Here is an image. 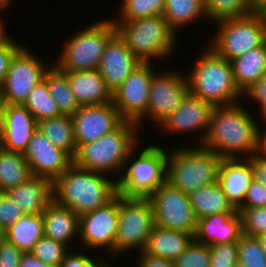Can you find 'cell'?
Wrapping results in <instances>:
<instances>
[{
    "label": "cell",
    "instance_id": "obj_1",
    "mask_svg": "<svg viewBox=\"0 0 266 267\" xmlns=\"http://www.w3.org/2000/svg\"><path fill=\"white\" fill-rule=\"evenodd\" d=\"M243 103L215 106L201 147L221 158H249L257 151L258 124Z\"/></svg>",
    "mask_w": 266,
    "mask_h": 267
},
{
    "label": "cell",
    "instance_id": "obj_2",
    "mask_svg": "<svg viewBox=\"0 0 266 267\" xmlns=\"http://www.w3.org/2000/svg\"><path fill=\"white\" fill-rule=\"evenodd\" d=\"M109 177L72 164L53 182L54 201L79 216L90 213L118 194L116 179Z\"/></svg>",
    "mask_w": 266,
    "mask_h": 267
},
{
    "label": "cell",
    "instance_id": "obj_3",
    "mask_svg": "<svg viewBox=\"0 0 266 267\" xmlns=\"http://www.w3.org/2000/svg\"><path fill=\"white\" fill-rule=\"evenodd\" d=\"M138 130L137 123L124 121L114 131L81 145L73 158V164L108 176L114 173L111 177L119 175L117 177L120 178L131 151L141 144Z\"/></svg>",
    "mask_w": 266,
    "mask_h": 267
},
{
    "label": "cell",
    "instance_id": "obj_4",
    "mask_svg": "<svg viewBox=\"0 0 266 267\" xmlns=\"http://www.w3.org/2000/svg\"><path fill=\"white\" fill-rule=\"evenodd\" d=\"M205 49L201 50L202 53L195 60L191 72L186 74L189 92L214 107L229 106L243 101V93L234 80L231 62L217 55L206 45Z\"/></svg>",
    "mask_w": 266,
    "mask_h": 267
},
{
    "label": "cell",
    "instance_id": "obj_5",
    "mask_svg": "<svg viewBox=\"0 0 266 267\" xmlns=\"http://www.w3.org/2000/svg\"><path fill=\"white\" fill-rule=\"evenodd\" d=\"M196 144L167 149L166 181L186 195L217 183L219 178L222 158Z\"/></svg>",
    "mask_w": 266,
    "mask_h": 267
},
{
    "label": "cell",
    "instance_id": "obj_6",
    "mask_svg": "<svg viewBox=\"0 0 266 267\" xmlns=\"http://www.w3.org/2000/svg\"><path fill=\"white\" fill-rule=\"evenodd\" d=\"M114 23L117 34L142 63H152L153 58L165 60L174 53L178 37L163 15Z\"/></svg>",
    "mask_w": 266,
    "mask_h": 267
},
{
    "label": "cell",
    "instance_id": "obj_7",
    "mask_svg": "<svg viewBox=\"0 0 266 267\" xmlns=\"http://www.w3.org/2000/svg\"><path fill=\"white\" fill-rule=\"evenodd\" d=\"M154 144L142 146L138 154L139 144L131 151L121 177L116 178L117 192L122 197L148 198L166 181L167 150Z\"/></svg>",
    "mask_w": 266,
    "mask_h": 267
},
{
    "label": "cell",
    "instance_id": "obj_8",
    "mask_svg": "<svg viewBox=\"0 0 266 267\" xmlns=\"http://www.w3.org/2000/svg\"><path fill=\"white\" fill-rule=\"evenodd\" d=\"M113 18L99 20L67 36L62 52L54 64L61 71H88L99 67L109 40L117 33Z\"/></svg>",
    "mask_w": 266,
    "mask_h": 267
},
{
    "label": "cell",
    "instance_id": "obj_9",
    "mask_svg": "<svg viewBox=\"0 0 266 267\" xmlns=\"http://www.w3.org/2000/svg\"><path fill=\"white\" fill-rule=\"evenodd\" d=\"M210 37L208 47L228 61L242 56L266 42V14L255 12L245 17L223 19Z\"/></svg>",
    "mask_w": 266,
    "mask_h": 267
},
{
    "label": "cell",
    "instance_id": "obj_10",
    "mask_svg": "<svg viewBox=\"0 0 266 267\" xmlns=\"http://www.w3.org/2000/svg\"><path fill=\"white\" fill-rule=\"evenodd\" d=\"M155 226L148 198L122 197L119 194V223L115 238V257L137 248L142 251ZM120 254V255H119Z\"/></svg>",
    "mask_w": 266,
    "mask_h": 267
},
{
    "label": "cell",
    "instance_id": "obj_11",
    "mask_svg": "<svg viewBox=\"0 0 266 267\" xmlns=\"http://www.w3.org/2000/svg\"><path fill=\"white\" fill-rule=\"evenodd\" d=\"M155 226L195 235L197 219L189 195L165 181L148 197Z\"/></svg>",
    "mask_w": 266,
    "mask_h": 267
},
{
    "label": "cell",
    "instance_id": "obj_12",
    "mask_svg": "<svg viewBox=\"0 0 266 267\" xmlns=\"http://www.w3.org/2000/svg\"><path fill=\"white\" fill-rule=\"evenodd\" d=\"M36 56L30 47L22 46L12 57L0 88V94L6 104H23L30 91L43 81L50 66Z\"/></svg>",
    "mask_w": 266,
    "mask_h": 267
},
{
    "label": "cell",
    "instance_id": "obj_13",
    "mask_svg": "<svg viewBox=\"0 0 266 267\" xmlns=\"http://www.w3.org/2000/svg\"><path fill=\"white\" fill-rule=\"evenodd\" d=\"M189 92L186 74L176 70L156 72L153 75L146 115L137 123L141 130L143 121L151 120L157 127L181 104Z\"/></svg>",
    "mask_w": 266,
    "mask_h": 267
},
{
    "label": "cell",
    "instance_id": "obj_14",
    "mask_svg": "<svg viewBox=\"0 0 266 267\" xmlns=\"http://www.w3.org/2000/svg\"><path fill=\"white\" fill-rule=\"evenodd\" d=\"M119 223V194L109 203L79 218V236L84 249H105L115 256V238Z\"/></svg>",
    "mask_w": 266,
    "mask_h": 267
},
{
    "label": "cell",
    "instance_id": "obj_15",
    "mask_svg": "<svg viewBox=\"0 0 266 267\" xmlns=\"http://www.w3.org/2000/svg\"><path fill=\"white\" fill-rule=\"evenodd\" d=\"M153 63H141L113 92V105L125 121L138 123L147 113Z\"/></svg>",
    "mask_w": 266,
    "mask_h": 267
},
{
    "label": "cell",
    "instance_id": "obj_16",
    "mask_svg": "<svg viewBox=\"0 0 266 267\" xmlns=\"http://www.w3.org/2000/svg\"><path fill=\"white\" fill-rule=\"evenodd\" d=\"M213 108L212 104L188 92L180 106L159 126L162 130L161 133L174 135L191 132L193 134L194 131H198L200 134L196 135L198 137H196V141H198L197 145L200 146L207 134Z\"/></svg>",
    "mask_w": 266,
    "mask_h": 267
},
{
    "label": "cell",
    "instance_id": "obj_17",
    "mask_svg": "<svg viewBox=\"0 0 266 267\" xmlns=\"http://www.w3.org/2000/svg\"><path fill=\"white\" fill-rule=\"evenodd\" d=\"M71 119L77 149L114 131L125 121L113 103L81 106Z\"/></svg>",
    "mask_w": 266,
    "mask_h": 267
},
{
    "label": "cell",
    "instance_id": "obj_18",
    "mask_svg": "<svg viewBox=\"0 0 266 267\" xmlns=\"http://www.w3.org/2000/svg\"><path fill=\"white\" fill-rule=\"evenodd\" d=\"M24 157L32 176L44 177L53 182L73 164V158L53 145L38 128L29 141Z\"/></svg>",
    "mask_w": 266,
    "mask_h": 267
},
{
    "label": "cell",
    "instance_id": "obj_19",
    "mask_svg": "<svg viewBox=\"0 0 266 267\" xmlns=\"http://www.w3.org/2000/svg\"><path fill=\"white\" fill-rule=\"evenodd\" d=\"M141 63L116 33L105 47L98 71L113 93Z\"/></svg>",
    "mask_w": 266,
    "mask_h": 267
},
{
    "label": "cell",
    "instance_id": "obj_20",
    "mask_svg": "<svg viewBox=\"0 0 266 267\" xmlns=\"http://www.w3.org/2000/svg\"><path fill=\"white\" fill-rule=\"evenodd\" d=\"M37 128L38 121L25 106L7 104L0 147L24 154Z\"/></svg>",
    "mask_w": 266,
    "mask_h": 267
},
{
    "label": "cell",
    "instance_id": "obj_21",
    "mask_svg": "<svg viewBox=\"0 0 266 267\" xmlns=\"http://www.w3.org/2000/svg\"><path fill=\"white\" fill-rule=\"evenodd\" d=\"M242 235L239 212L234 214H213L197 220L194 240L201 244L215 246L237 242Z\"/></svg>",
    "mask_w": 266,
    "mask_h": 267
},
{
    "label": "cell",
    "instance_id": "obj_22",
    "mask_svg": "<svg viewBox=\"0 0 266 267\" xmlns=\"http://www.w3.org/2000/svg\"><path fill=\"white\" fill-rule=\"evenodd\" d=\"M24 214H42L54 201L53 181L32 176L26 182L5 192Z\"/></svg>",
    "mask_w": 266,
    "mask_h": 267
},
{
    "label": "cell",
    "instance_id": "obj_23",
    "mask_svg": "<svg viewBox=\"0 0 266 267\" xmlns=\"http://www.w3.org/2000/svg\"><path fill=\"white\" fill-rule=\"evenodd\" d=\"M252 180L249 158H222L218 183L236 208L243 203Z\"/></svg>",
    "mask_w": 266,
    "mask_h": 267
},
{
    "label": "cell",
    "instance_id": "obj_24",
    "mask_svg": "<svg viewBox=\"0 0 266 267\" xmlns=\"http://www.w3.org/2000/svg\"><path fill=\"white\" fill-rule=\"evenodd\" d=\"M63 72L67 73L70 88L81 106L112 103L113 93L108 88L98 69Z\"/></svg>",
    "mask_w": 266,
    "mask_h": 267
},
{
    "label": "cell",
    "instance_id": "obj_25",
    "mask_svg": "<svg viewBox=\"0 0 266 267\" xmlns=\"http://www.w3.org/2000/svg\"><path fill=\"white\" fill-rule=\"evenodd\" d=\"M42 217L45 237L70 245L71 249L75 236L79 241L80 216L70 208L53 201L42 213Z\"/></svg>",
    "mask_w": 266,
    "mask_h": 267
},
{
    "label": "cell",
    "instance_id": "obj_26",
    "mask_svg": "<svg viewBox=\"0 0 266 267\" xmlns=\"http://www.w3.org/2000/svg\"><path fill=\"white\" fill-rule=\"evenodd\" d=\"M194 240V236L186 232L154 226L143 252L170 260L177 259Z\"/></svg>",
    "mask_w": 266,
    "mask_h": 267
},
{
    "label": "cell",
    "instance_id": "obj_27",
    "mask_svg": "<svg viewBox=\"0 0 266 267\" xmlns=\"http://www.w3.org/2000/svg\"><path fill=\"white\" fill-rule=\"evenodd\" d=\"M196 219L213 214H234L237 208L223 193L219 183L200 187L189 195Z\"/></svg>",
    "mask_w": 266,
    "mask_h": 267
},
{
    "label": "cell",
    "instance_id": "obj_28",
    "mask_svg": "<svg viewBox=\"0 0 266 267\" xmlns=\"http://www.w3.org/2000/svg\"><path fill=\"white\" fill-rule=\"evenodd\" d=\"M230 62L235 83L243 93L266 73V42Z\"/></svg>",
    "mask_w": 266,
    "mask_h": 267
},
{
    "label": "cell",
    "instance_id": "obj_29",
    "mask_svg": "<svg viewBox=\"0 0 266 267\" xmlns=\"http://www.w3.org/2000/svg\"><path fill=\"white\" fill-rule=\"evenodd\" d=\"M42 214H25L3 232V238L23 253H30L44 236Z\"/></svg>",
    "mask_w": 266,
    "mask_h": 267
},
{
    "label": "cell",
    "instance_id": "obj_30",
    "mask_svg": "<svg viewBox=\"0 0 266 267\" xmlns=\"http://www.w3.org/2000/svg\"><path fill=\"white\" fill-rule=\"evenodd\" d=\"M164 19L176 33L201 18H206L205 0H165ZM181 28V29H180Z\"/></svg>",
    "mask_w": 266,
    "mask_h": 267
},
{
    "label": "cell",
    "instance_id": "obj_31",
    "mask_svg": "<svg viewBox=\"0 0 266 267\" xmlns=\"http://www.w3.org/2000/svg\"><path fill=\"white\" fill-rule=\"evenodd\" d=\"M43 80L46 82L50 95L57 102L62 115H74L81 105L70 88L66 72L61 71L55 64L45 72Z\"/></svg>",
    "mask_w": 266,
    "mask_h": 267
},
{
    "label": "cell",
    "instance_id": "obj_32",
    "mask_svg": "<svg viewBox=\"0 0 266 267\" xmlns=\"http://www.w3.org/2000/svg\"><path fill=\"white\" fill-rule=\"evenodd\" d=\"M30 177L32 173L23 153L0 147V192L17 187Z\"/></svg>",
    "mask_w": 266,
    "mask_h": 267
},
{
    "label": "cell",
    "instance_id": "obj_33",
    "mask_svg": "<svg viewBox=\"0 0 266 267\" xmlns=\"http://www.w3.org/2000/svg\"><path fill=\"white\" fill-rule=\"evenodd\" d=\"M38 129L56 147L66 151L72 158L76 155L77 145L71 116L60 115L38 122Z\"/></svg>",
    "mask_w": 266,
    "mask_h": 267
},
{
    "label": "cell",
    "instance_id": "obj_34",
    "mask_svg": "<svg viewBox=\"0 0 266 267\" xmlns=\"http://www.w3.org/2000/svg\"><path fill=\"white\" fill-rule=\"evenodd\" d=\"M208 22L223 19L245 17L255 13L253 0H205Z\"/></svg>",
    "mask_w": 266,
    "mask_h": 267
},
{
    "label": "cell",
    "instance_id": "obj_35",
    "mask_svg": "<svg viewBox=\"0 0 266 267\" xmlns=\"http://www.w3.org/2000/svg\"><path fill=\"white\" fill-rule=\"evenodd\" d=\"M22 105L38 122L62 115L44 80L30 91Z\"/></svg>",
    "mask_w": 266,
    "mask_h": 267
},
{
    "label": "cell",
    "instance_id": "obj_36",
    "mask_svg": "<svg viewBox=\"0 0 266 267\" xmlns=\"http://www.w3.org/2000/svg\"><path fill=\"white\" fill-rule=\"evenodd\" d=\"M165 0H123L113 21H133L139 18L163 15Z\"/></svg>",
    "mask_w": 266,
    "mask_h": 267
},
{
    "label": "cell",
    "instance_id": "obj_37",
    "mask_svg": "<svg viewBox=\"0 0 266 267\" xmlns=\"http://www.w3.org/2000/svg\"><path fill=\"white\" fill-rule=\"evenodd\" d=\"M70 250V246L43 236L30 253L45 264L60 267Z\"/></svg>",
    "mask_w": 266,
    "mask_h": 267
},
{
    "label": "cell",
    "instance_id": "obj_38",
    "mask_svg": "<svg viewBox=\"0 0 266 267\" xmlns=\"http://www.w3.org/2000/svg\"><path fill=\"white\" fill-rule=\"evenodd\" d=\"M238 261L246 267H266V253L256 237L242 234L237 241Z\"/></svg>",
    "mask_w": 266,
    "mask_h": 267
},
{
    "label": "cell",
    "instance_id": "obj_39",
    "mask_svg": "<svg viewBox=\"0 0 266 267\" xmlns=\"http://www.w3.org/2000/svg\"><path fill=\"white\" fill-rule=\"evenodd\" d=\"M242 224V234L257 237L266 233V206L237 208Z\"/></svg>",
    "mask_w": 266,
    "mask_h": 267
},
{
    "label": "cell",
    "instance_id": "obj_40",
    "mask_svg": "<svg viewBox=\"0 0 266 267\" xmlns=\"http://www.w3.org/2000/svg\"><path fill=\"white\" fill-rule=\"evenodd\" d=\"M210 246L193 240L187 249L174 260L175 267H210Z\"/></svg>",
    "mask_w": 266,
    "mask_h": 267
},
{
    "label": "cell",
    "instance_id": "obj_41",
    "mask_svg": "<svg viewBox=\"0 0 266 267\" xmlns=\"http://www.w3.org/2000/svg\"><path fill=\"white\" fill-rule=\"evenodd\" d=\"M210 267H233L238 262L237 242L210 246Z\"/></svg>",
    "mask_w": 266,
    "mask_h": 267
},
{
    "label": "cell",
    "instance_id": "obj_42",
    "mask_svg": "<svg viewBox=\"0 0 266 267\" xmlns=\"http://www.w3.org/2000/svg\"><path fill=\"white\" fill-rule=\"evenodd\" d=\"M24 215L21 208L5 192H0V229L3 232Z\"/></svg>",
    "mask_w": 266,
    "mask_h": 267
},
{
    "label": "cell",
    "instance_id": "obj_43",
    "mask_svg": "<svg viewBox=\"0 0 266 267\" xmlns=\"http://www.w3.org/2000/svg\"><path fill=\"white\" fill-rule=\"evenodd\" d=\"M261 206H266V187L253 179L247 189L243 203L238 208H255Z\"/></svg>",
    "mask_w": 266,
    "mask_h": 267
},
{
    "label": "cell",
    "instance_id": "obj_44",
    "mask_svg": "<svg viewBox=\"0 0 266 267\" xmlns=\"http://www.w3.org/2000/svg\"><path fill=\"white\" fill-rule=\"evenodd\" d=\"M22 46L23 44L19 45L12 36L0 45V88L4 83L12 57Z\"/></svg>",
    "mask_w": 266,
    "mask_h": 267
},
{
    "label": "cell",
    "instance_id": "obj_45",
    "mask_svg": "<svg viewBox=\"0 0 266 267\" xmlns=\"http://www.w3.org/2000/svg\"><path fill=\"white\" fill-rule=\"evenodd\" d=\"M23 252L5 238L0 241V267H19Z\"/></svg>",
    "mask_w": 266,
    "mask_h": 267
},
{
    "label": "cell",
    "instance_id": "obj_46",
    "mask_svg": "<svg viewBox=\"0 0 266 267\" xmlns=\"http://www.w3.org/2000/svg\"><path fill=\"white\" fill-rule=\"evenodd\" d=\"M83 250L82 247L79 248L80 253H75L73 249L70 250L63 259L60 267H96L103 260L101 258H92L90 255L87 256Z\"/></svg>",
    "mask_w": 266,
    "mask_h": 267
},
{
    "label": "cell",
    "instance_id": "obj_47",
    "mask_svg": "<svg viewBox=\"0 0 266 267\" xmlns=\"http://www.w3.org/2000/svg\"><path fill=\"white\" fill-rule=\"evenodd\" d=\"M244 97H249L251 103L253 100L260 107L266 102V73L243 92V101Z\"/></svg>",
    "mask_w": 266,
    "mask_h": 267
},
{
    "label": "cell",
    "instance_id": "obj_48",
    "mask_svg": "<svg viewBox=\"0 0 266 267\" xmlns=\"http://www.w3.org/2000/svg\"><path fill=\"white\" fill-rule=\"evenodd\" d=\"M138 255L137 267H175L174 261L170 259L153 256L143 251L138 252Z\"/></svg>",
    "mask_w": 266,
    "mask_h": 267
},
{
    "label": "cell",
    "instance_id": "obj_49",
    "mask_svg": "<svg viewBox=\"0 0 266 267\" xmlns=\"http://www.w3.org/2000/svg\"><path fill=\"white\" fill-rule=\"evenodd\" d=\"M249 164L252 170L253 179L266 187V159L256 154L249 157Z\"/></svg>",
    "mask_w": 266,
    "mask_h": 267
},
{
    "label": "cell",
    "instance_id": "obj_50",
    "mask_svg": "<svg viewBox=\"0 0 266 267\" xmlns=\"http://www.w3.org/2000/svg\"><path fill=\"white\" fill-rule=\"evenodd\" d=\"M19 267H53L45 264L31 253H23L20 259Z\"/></svg>",
    "mask_w": 266,
    "mask_h": 267
},
{
    "label": "cell",
    "instance_id": "obj_51",
    "mask_svg": "<svg viewBox=\"0 0 266 267\" xmlns=\"http://www.w3.org/2000/svg\"><path fill=\"white\" fill-rule=\"evenodd\" d=\"M258 126V137H257V151L256 155L260 158L266 159V127L264 130Z\"/></svg>",
    "mask_w": 266,
    "mask_h": 267
},
{
    "label": "cell",
    "instance_id": "obj_52",
    "mask_svg": "<svg viewBox=\"0 0 266 267\" xmlns=\"http://www.w3.org/2000/svg\"><path fill=\"white\" fill-rule=\"evenodd\" d=\"M7 104L5 103L4 99L0 94V136L3 131L4 127V118H5V111H6Z\"/></svg>",
    "mask_w": 266,
    "mask_h": 267
},
{
    "label": "cell",
    "instance_id": "obj_53",
    "mask_svg": "<svg viewBox=\"0 0 266 267\" xmlns=\"http://www.w3.org/2000/svg\"><path fill=\"white\" fill-rule=\"evenodd\" d=\"M3 19L0 17V45L4 44L10 37L7 33L6 30V26H4V24L6 23H3Z\"/></svg>",
    "mask_w": 266,
    "mask_h": 267
},
{
    "label": "cell",
    "instance_id": "obj_54",
    "mask_svg": "<svg viewBox=\"0 0 266 267\" xmlns=\"http://www.w3.org/2000/svg\"><path fill=\"white\" fill-rule=\"evenodd\" d=\"M256 12H266V0H253Z\"/></svg>",
    "mask_w": 266,
    "mask_h": 267
},
{
    "label": "cell",
    "instance_id": "obj_55",
    "mask_svg": "<svg viewBox=\"0 0 266 267\" xmlns=\"http://www.w3.org/2000/svg\"><path fill=\"white\" fill-rule=\"evenodd\" d=\"M259 108H260V110H259L260 112H258L259 117L261 118L263 123H265V125H266V102Z\"/></svg>",
    "mask_w": 266,
    "mask_h": 267
},
{
    "label": "cell",
    "instance_id": "obj_56",
    "mask_svg": "<svg viewBox=\"0 0 266 267\" xmlns=\"http://www.w3.org/2000/svg\"><path fill=\"white\" fill-rule=\"evenodd\" d=\"M261 244L262 249L266 253V233L256 237Z\"/></svg>",
    "mask_w": 266,
    "mask_h": 267
},
{
    "label": "cell",
    "instance_id": "obj_57",
    "mask_svg": "<svg viewBox=\"0 0 266 267\" xmlns=\"http://www.w3.org/2000/svg\"><path fill=\"white\" fill-rule=\"evenodd\" d=\"M10 4H11V0H0V8L2 9L3 12H4V9L6 11V8L9 7Z\"/></svg>",
    "mask_w": 266,
    "mask_h": 267
},
{
    "label": "cell",
    "instance_id": "obj_58",
    "mask_svg": "<svg viewBox=\"0 0 266 267\" xmlns=\"http://www.w3.org/2000/svg\"><path fill=\"white\" fill-rule=\"evenodd\" d=\"M96 267H110V266H109V264H107V261L104 259Z\"/></svg>",
    "mask_w": 266,
    "mask_h": 267
},
{
    "label": "cell",
    "instance_id": "obj_59",
    "mask_svg": "<svg viewBox=\"0 0 266 267\" xmlns=\"http://www.w3.org/2000/svg\"><path fill=\"white\" fill-rule=\"evenodd\" d=\"M233 267H246V266L243 263L238 261L237 263H235Z\"/></svg>",
    "mask_w": 266,
    "mask_h": 267
},
{
    "label": "cell",
    "instance_id": "obj_60",
    "mask_svg": "<svg viewBox=\"0 0 266 267\" xmlns=\"http://www.w3.org/2000/svg\"><path fill=\"white\" fill-rule=\"evenodd\" d=\"M3 239V231L0 229V241Z\"/></svg>",
    "mask_w": 266,
    "mask_h": 267
}]
</instances>
